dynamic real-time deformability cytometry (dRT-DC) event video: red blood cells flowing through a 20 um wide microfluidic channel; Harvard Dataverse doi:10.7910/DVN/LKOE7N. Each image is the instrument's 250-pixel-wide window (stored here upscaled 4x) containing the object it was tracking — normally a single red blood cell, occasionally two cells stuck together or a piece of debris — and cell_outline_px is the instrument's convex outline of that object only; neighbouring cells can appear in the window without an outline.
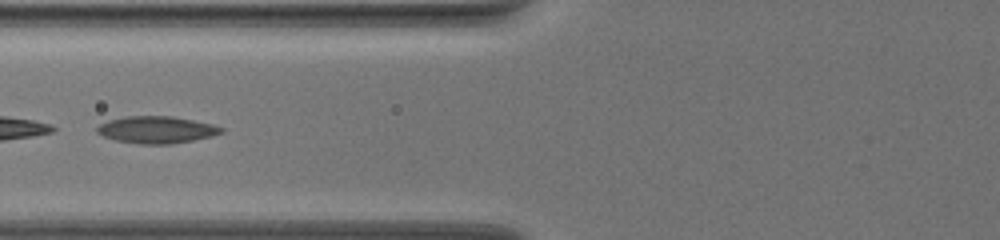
{"species": "common noctule bat (a hibernating species)", "species_latin": "Nyctalus noctula", "temperature_condition": "warm", "stored_images_in_passage": 12, "camera_frame_rate_fps": 3000, "um_per_image_px": 0.085, "animal": {"sex": "female", "body_mass_g": 19.5, "forearm_length_mm": 54.1}, "frame": {"image": 1, "passage_image": 4, "time_ms": 1.0, "image_size_px": [1000, 240], "cell_outline_px": [[224, 132], [212, 136], [172, 144], [136, 144], [116, 140], [104, 136], [96, 132], [96, 128], [100, 124], [108, 120], [124, 116], [172, 116], [212, 124], [224, 128]], "centroid_in_image_um": [13.29, 11.03], "position_along_channel_um": 112.5, "area_um2": 19.59}}